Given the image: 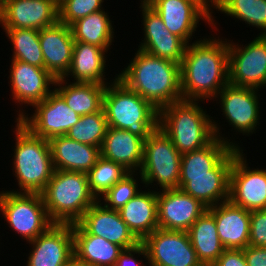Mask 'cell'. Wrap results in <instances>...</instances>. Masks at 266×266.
I'll use <instances>...</instances> for the list:
<instances>
[{
    "label": "cell",
    "instance_id": "cell-36",
    "mask_svg": "<svg viewBox=\"0 0 266 266\" xmlns=\"http://www.w3.org/2000/svg\"><path fill=\"white\" fill-rule=\"evenodd\" d=\"M108 125L104 109L92 114L82 115L69 129L66 136L80 143L101 147Z\"/></svg>",
    "mask_w": 266,
    "mask_h": 266
},
{
    "label": "cell",
    "instance_id": "cell-28",
    "mask_svg": "<svg viewBox=\"0 0 266 266\" xmlns=\"http://www.w3.org/2000/svg\"><path fill=\"white\" fill-rule=\"evenodd\" d=\"M118 212L133 234L142 241L158 228L157 191H140Z\"/></svg>",
    "mask_w": 266,
    "mask_h": 266
},
{
    "label": "cell",
    "instance_id": "cell-41",
    "mask_svg": "<svg viewBox=\"0 0 266 266\" xmlns=\"http://www.w3.org/2000/svg\"><path fill=\"white\" fill-rule=\"evenodd\" d=\"M212 266H247L244 249H225Z\"/></svg>",
    "mask_w": 266,
    "mask_h": 266
},
{
    "label": "cell",
    "instance_id": "cell-13",
    "mask_svg": "<svg viewBox=\"0 0 266 266\" xmlns=\"http://www.w3.org/2000/svg\"><path fill=\"white\" fill-rule=\"evenodd\" d=\"M141 243L149 266H202L187 231L157 228Z\"/></svg>",
    "mask_w": 266,
    "mask_h": 266
},
{
    "label": "cell",
    "instance_id": "cell-39",
    "mask_svg": "<svg viewBox=\"0 0 266 266\" xmlns=\"http://www.w3.org/2000/svg\"><path fill=\"white\" fill-rule=\"evenodd\" d=\"M249 246L266 247V209L251 211Z\"/></svg>",
    "mask_w": 266,
    "mask_h": 266
},
{
    "label": "cell",
    "instance_id": "cell-6",
    "mask_svg": "<svg viewBox=\"0 0 266 266\" xmlns=\"http://www.w3.org/2000/svg\"><path fill=\"white\" fill-rule=\"evenodd\" d=\"M41 195L50 220L58 224L77 223L98 201L83 172L55 170Z\"/></svg>",
    "mask_w": 266,
    "mask_h": 266
},
{
    "label": "cell",
    "instance_id": "cell-44",
    "mask_svg": "<svg viewBox=\"0 0 266 266\" xmlns=\"http://www.w3.org/2000/svg\"><path fill=\"white\" fill-rule=\"evenodd\" d=\"M57 6L61 5L65 0H52Z\"/></svg>",
    "mask_w": 266,
    "mask_h": 266
},
{
    "label": "cell",
    "instance_id": "cell-23",
    "mask_svg": "<svg viewBox=\"0 0 266 266\" xmlns=\"http://www.w3.org/2000/svg\"><path fill=\"white\" fill-rule=\"evenodd\" d=\"M207 209L214 215L218 236L225 249H245L249 245L250 211L230 201Z\"/></svg>",
    "mask_w": 266,
    "mask_h": 266
},
{
    "label": "cell",
    "instance_id": "cell-11",
    "mask_svg": "<svg viewBox=\"0 0 266 266\" xmlns=\"http://www.w3.org/2000/svg\"><path fill=\"white\" fill-rule=\"evenodd\" d=\"M33 109L32 115L20 109L16 120L35 136L47 140L55 136L66 135L81 118V115L68 107L55 89L43 101L34 105Z\"/></svg>",
    "mask_w": 266,
    "mask_h": 266
},
{
    "label": "cell",
    "instance_id": "cell-26",
    "mask_svg": "<svg viewBox=\"0 0 266 266\" xmlns=\"http://www.w3.org/2000/svg\"><path fill=\"white\" fill-rule=\"evenodd\" d=\"M74 257L85 266H115L121 246L90 235L78 222L72 224Z\"/></svg>",
    "mask_w": 266,
    "mask_h": 266
},
{
    "label": "cell",
    "instance_id": "cell-1",
    "mask_svg": "<svg viewBox=\"0 0 266 266\" xmlns=\"http://www.w3.org/2000/svg\"><path fill=\"white\" fill-rule=\"evenodd\" d=\"M180 74L182 100H214L229 84L227 39L204 37L188 44Z\"/></svg>",
    "mask_w": 266,
    "mask_h": 266
},
{
    "label": "cell",
    "instance_id": "cell-4",
    "mask_svg": "<svg viewBox=\"0 0 266 266\" xmlns=\"http://www.w3.org/2000/svg\"><path fill=\"white\" fill-rule=\"evenodd\" d=\"M106 85L103 109L108 127L124 129L144 140L158 128L159 110L117 78Z\"/></svg>",
    "mask_w": 266,
    "mask_h": 266
},
{
    "label": "cell",
    "instance_id": "cell-14",
    "mask_svg": "<svg viewBox=\"0 0 266 266\" xmlns=\"http://www.w3.org/2000/svg\"><path fill=\"white\" fill-rule=\"evenodd\" d=\"M258 91L227 84L217 94L222 115L236 132L249 136L259 128L257 125L260 124L261 115Z\"/></svg>",
    "mask_w": 266,
    "mask_h": 266
},
{
    "label": "cell",
    "instance_id": "cell-8",
    "mask_svg": "<svg viewBox=\"0 0 266 266\" xmlns=\"http://www.w3.org/2000/svg\"><path fill=\"white\" fill-rule=\"evenodd\" d=\"M0 211L8 227L30 242L54 223L50 220L41 193L0 191Z\"/></svg>",
    "mask_w": 266,
    "mask_h": 266
},
{
    "label": "cell",
    "instance_id": "cell-3",
    "mask_svg": "<svg viewBox=\"0 0 266 266\" xmlns=\"http://www.w3.org/2000/svg\"><path fill=\"white\" fill-rule=\"evenodd\" d=\"M198 103L181 100L159 110L158 127L172 140L180 154L202 149L216 137L242 150L235 141L230 142L228 137L220 134V125Z\"/></svg>",
    "mask_w": 266,
    "mask_h": 266
},
{
    "label": "cell",
    "instance_id": "cell-27",
    "mask_svg": "<svg viewBox=\"0 0 266 266\" xmlns=\"http://www.w3.org/2000/svg\"><path fill=\"white\" fill-rule=\"evenodd\" d=\"M107 51L97 45L74 42L72 62L69 71L63 78L68 80L67 78L72 76L74 82L109 84L107 81L105 82L108 78H104L106 77L104 73L105 67H107V58L105 57Z\"/></svg>",
    "mask_w": 266,
    "mask_h": 266
},
{
    "label": "cell",
    "instance_id": "cell-43",
    "mask_svg": "<svg viewBox=\"0 0 266 266\" xmlns=\"http://www.w3.org/2000/svg\"><path fill=\"white\" fill-rule=\"evenodd\" d=\"M63 266H85V265L81 261H79L78 259H76L75 257H72Z\"/></svg>",
    "mask_w": 266,
    "mask_h": 266
},
{
    "label": "cell",
    "instance_id": "cell-17",
    "mask_svg": "<svg viewBox=\"0 0 266 266\" xmlns=\"http://www.w3.org/2000/svg\"><path fill=\"white\" fill-rule=\"evenodd\" d=\"M158 228L188 231L207 210L198 199L182 189L157 191Z\"/></svg>",
    "mask_w": 266,
    "mask_h": 266
},
{
    "label": "cell",
    "instance_id": "cell-42",
    "mask_svg": "<svg viewBox=\"0 0 266 266\" xmlns=\"http://www.w3.org/2000/svg\"><path fill=\"white\" fill-rule=\"evenodd\" d=\"M244 254L247 266H266V247L248 245Z\"/></svg>",
    "mask_w": 266,
    "mask_h": 266
},
{
    "label": "cell",
    "instance_id": "cell-22",
    "mask_svg": "<svg viewBox=\"0 0 266 266\" xmlns=\"http://www.w3.org/2000/svg\"><path fill=\"white\" fill-rule=\"evenodd\" d=\"M44 68L55 78H63L72 62L74 39L71 27L57 21L39 30Z\"/></svg>",
    "mask_w": 266,
    "mask_h": 266
},
{
    "label": "cell",
    "instance_id": "cell-38",
    "mask_svg": "<svg viewBox=\"0 0 266 266\" xmlns=\"http://www.w3.org/2000/svg\"><path fill=\"white\" fill-rule=\"evenodd\" d=\"M104 0H65L58 6V21L70 26L80 18L104 10Z\"/></svg>",
    "mask_w": 266,
    "mask_h": 266
},
{
    "label": "cell",
    "instance_id": "cell-18",
    "mask_svg": "<svg viewBox=\"0 0 266 266\" xmlns=\"http://www.w3.org/2000/svg\"><path fill=\"white\" fill-rule=\"evenodd\" d=\"M28 243L32 251L26 266H63L74 257L72 224L54 223Z\"/></svg>",
    "mask_w": 266,
    "mask_h": 266
},
{
    "label": "cell",
    "instance_id": "cell-12",
    "mask_svg": "<svg viewBox=\"0 0 266 266\" xmlns=\"http://www.w3.org/2000/svg\"><path fill=\"white\" fill-rule=\"evenodd\" d=\"M242 151L244 150L234 148L229 201L250 212L264 210L266 209V168L251 169Z\"/></svg>",
    "mask_w": 266,
    "mask_h": 266
},
{
    "label": "cell",
    "instance_id": "cell-35",
    "mask_svg": "<svg viewBox=\"0 0 266 266\" xmlns=\"http://www.w3.org/2000/svg\"><path fill=\"white\" fill-rule=\"evenodd\" d=\"M129 173L122 165L100 156L96 164L86 173L89 188L99 200L119 180Z\"/></svg>",
    "mask_w": 266,
    "mask_h": 266
},
{
    "label": "cell",
    "instance_id": "cell-37",
    "mask_svg": "<svg viewBox=\"0 0 266 266\" xmlns=\"http://www.w3.org/2000/svg\"><path fill=\"white\" fill-rule=\"evenodd\" d=\"M137 174L138 172H129L111 189H109L98 201H103L101 203L108 209H121L126 203H128L141 191L138 188V183L140 181H138L137 178L139 177H135V175L138 176Z\"/></svg>",
    "mask_w": 266,
    "mask_h": 266
},
{
    "label": "cell",
    "instance_id": "cell-5",
    "mask_svg": "<svg viewBox=\"0 0 266 266\" xmlns=\"http://www.w3.org/2000/svg\"><path fill=\"white\" fill-rule=\"evenodd\" d=\"M15 122L12 170L20 189L10 191L41 193L55 171L49 142L32 134L18 120Z\"/></svg>",
    "mask_w": 266,
    "mask_h": 266
},
{
    "label": "cell",
    "instance_id": "cell-20",
    "mask_svg": "<svg viewBox=\"0 0 266 266\" xmlns=\"http://www.w3.org/2000/svg\"><path fill=\"white\" fill-rule=\"evenodd\" d=\"M78 223L90 235L102 237L123 249H129L141 243L122 220L118 210L108 209L100 201L93 204Z\"/></svg>",
    "mask_w": 266,
    "mask_h": 266
},
{
    "label": "cell",
    "instance_id": "cell-31",
    "mask_svg": "<svg viewBox=\"0 0 266 266\" xmlns=\"http://www.w3.org/2000/svg\"><path fill=\"white\" fill-rule=\"evenodd\" d=\"M230 175L180 176L179 189L207 208L229 201Z\"/></svg>",
    "mask_w": 266,
    "mask_h": 266
},
{
    "label": "cell",
    "instance_id": "cell-32",
    "mask_svg": "<svg viewBox=\"0 0 266 266\" xmlns=\"http://www.w3.org/2000/svg\"><path fill=\"white\" fill-rule=\"evenodd\" d=\"M70 27L75 42L97 45L105 50L111 49L110 46L114 42V28L104 10L80 18Z\"/></svg>",
    "mask_w": 266,
    "mask_h": 266
},
{
    "label": "cell",
    "instance_id": "cell-30",
    "mask_svg": "<svg viewBox=\"0 0 266 266\" xmlns=\"http://www.w3.org/2000/svg\"><path fill=\"white\" fill-rule=\"evenodd\" d=\"M202 266H212L225 248L220 242L214 215L207 209L187 231Z\"/></svg>",
    "mask_w": 266,
    "mask_h": 266
},
{
    "label": "cell",
    "instance_id": "cell-34",
    "mask_svg": "<svg viewBox=\"0 0 266 266\" xmlns=\"http://www.w3.org/2000/svg\"><path fill=\"white\" fill-rule=\"evenodd\" d=\"M12 43V60L44 68V58L39 42V30L30 28L3 29Z\"/></svg>",
    "mask_w": 266,
    "mask_h": 266
},
{
    "label": "cell",
    "instance_id": "cell-40",
    "mask_svg": "<svg viewBox=\"0 0 266 266\" xmlns=\"http://www.w3.org/2000/svg\"><path fill=\"white\" fill-rule=\"evenodd\" d=\"M135 254L137 257H134ZM140 255L143 256V258L145 259V262L148 263L147 252L142 243H139L135 247L124 249L120 253L115 266H146V264L145 265L144 263L142 264L144 260L138 259L139 258L138 256Z\"/></svg>",
    "mask_w": 266,
    "mask_h": 266
},
{
    "label": "cell",
    "instance_id": "cell-16",
    "mask_svg": "<svg viewBox=\"0 0 266 266\" xmlns=\"http://www.w3.org/2000/svg\"><path fill=\"white\" fill-rule=\"evenodd\" d=\"M58 21V6L52 0H0L2 29L41 30Z\"/></svg>",
    "mask_w": 266,
    "mask_h": 266
},
{
    "label": "cell",
    "instance_id": "cell-29",
    "mask_svg": "<svg viewBox=\"0 0 266 266\" xmlns=\"http://www.w3.org/2000/svg\"><path fill=\"white\" fill-rule=\"evenodd\" d=\"M67 82L64 78L56 79L54 89L63 97L68 107L74 112L82 116L99 112L103 109L106 85Z\"/></svg>",
    "mask_w": 266,
    "mask_h": 266
},
{
    "label": "cell",
    "instance_id": "cell-2",
    "mask_svg": "<svg viewBox=\"0 0 266 266\" xmlns=\"http://www.w3.org/2000/svg\"><path fill=\"white\" fill-rule=\"evenodd\" d=\"M126 68L117 75L129 89L157 110L182 100L180 64L138 49Z\"/></svg>",
    "mask_w": 266,
    "mask_h": 266
},
{
    "label": "cell",
    "instance_id": "cell-24",
    "mask_svg": "<svg viewBox=\"0 0 266 266\" xmlns=\"http://www.w3.org/2000/svg\"><path fill=\"white\" fill-rule=\"evenodd\" d=\"M144 139L124 129L108 127L100 147V156L139 172L143 160Z\"/></svg>",
    "mask_w": 266,
    "mask_h": 266
},
{
    "label": "cell",
    "instance_id": "cell-33",
    "mask_svg": "<svg viewBox=\"0 0 266 266\" xmlns=\"http://www.w3.org/2000/svg\"><path fill=\"white\" fill-rule=\"evenodd\" d=\"M213 9L261 30L266 36V0H213Z\"/></svg>",
    "mask_w": 266,
    "mask_h": 266
},
{
    "label": "cell",
    "instance_id": "cell-10",
    "mask_svg": "<svg viewBox=\"0 0 266 266\" xmlns=\"http://www.w3.org/2000/svg\"><path fill=\"white\" fill-rule=\"evenodd\" d=\"M232 41H228L229 84L257 90L266 87V36L257 35L244 46Z\"/></svg>",
    "mask_w": 266,
    "mask_h": 266
},
{
    "label": "cell",
    "instance_id": "cell-9",
    "mask_svg": "<svg viewBox=\"0 0 266 266\" xmlns=\"http://www.w3.org/2000/svg\"><path fill=\"white\" fill-rule=\"evenodd\" d=\"M144 1L162 18L170 33L177 35L187 44L192 42L191 37L195 34L197 25L202 19L210 25L209 27L214 26L213 28L218 31L215 27L217 22L212 16L213 0Z\"/></svg>",
    "mask_w": 266,
    "mask_h": 266
},
{
    "label": "cell",
    "instance_id": "cell-7",
    "mask_svg": "<svg viewBox=\"0 0 266 266\" xmlns=\"http://www.w3.org/2000/svg\"><path fill=\"white\" fill-rule=\"evenodd\" d=\"M181 156L172 140L158 127L144 140L138 172L140 183L145 187L159 185L160 190L179 188Z\"/></svg>",
    "mask_w": 266,
    "mask_h": 266
},
{
    "label": "cell",
    "instance_id": "cell-19",
    "mask_svg": "<svg viewBox=\"0 0 266 266\" xmlns=\"http://www.w3.org/2000/svg\"><path fill=\"white\" fill-rule=\"evenodd\" d=\"M10 65L9 80L14 102L33 107L54 90L56 79L45 68L12 59Z\"/></svg>",
    "mask_w": 266,
    "mask_h": 266
},
{
    "label": "cell",
    "instance_id": "cell-25",
    "mask_svg": "<svg viewBox=\"0 0 266 266\" xmlns=\"http://www.w3.org/2000/svg\"><path fill=\"white\" fill-rule=\"evenodd\" d=\"M55 170L87 173L100 157V148L69 139L66 135L48 140Z\"/></svg>",
    "mask_w": 266,
    "mask_h": 266
},
{
    "label": "cell",
    "instance_id": "cell-21",
    "mask_svg": "<svg viewBox=\"0 0 266 266\" xmlns=\"http://www.w3.org/2000/svg\"><path fill=\"white\" fill-rule=\"evenodd\" d=\"M234 147L216 137L202 149L181 156L180 176L230 175Z\"/></svg>",
    "mask_w": 266,
    "mask_h": 266
},
{
    "label": "cell",
    "instance_id": "cell-15",
    "mask_svg": "<svg viewBox=\"0 0 266 266\" xmlns=\"http://www.w3.org/2000/svg\"><path fill=\"white\" fill-rule=\"evenodd\" d=\"M140 1L144 40L138 49L149 55L181 64L188 44L170 33L162 18L144 0Z\"/></svg>",
    "mask_w": 266,
    "mask_h": 266
}]
</instances>
